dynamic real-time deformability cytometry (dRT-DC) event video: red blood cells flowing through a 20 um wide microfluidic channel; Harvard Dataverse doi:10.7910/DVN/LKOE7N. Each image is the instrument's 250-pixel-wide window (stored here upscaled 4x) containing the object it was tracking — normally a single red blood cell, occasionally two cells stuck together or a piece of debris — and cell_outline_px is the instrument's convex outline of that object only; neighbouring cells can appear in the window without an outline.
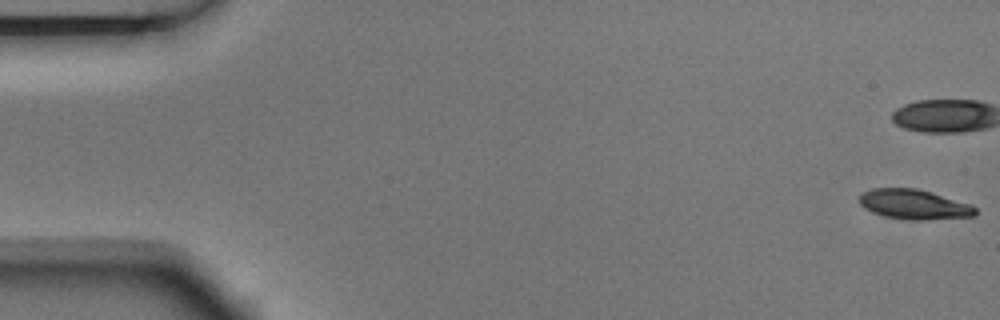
{"species": "Egyptian fruit bat (a non-hibernating species)", "species_latin": "Rousettus aegyptiacus", "temperature_condition": "room temperature", "stored_images_in_passage": 3, "segment_of_instrument_passage": [2, 2], "camera_frame_rate_fps": 3000, "um_per_image_px": 0.085, "animal": {"sex": "male"}, "frame": {"image": 1, "passage_image": 3, "time_ms": 0.667, "image_size_px": [1000, 320], "cell_outline_px": [[976, 216], [924, 220], [912, 220], [884, 216], [872, 212], [864, 208], [860, 204], [860, 196], [864, 192], [872, 188], [916, 188], [972, 204], [976, 208]], "centroid_in_image_um": [77.71, 17.38], "position_along_channel_um": 7.3, "area_um2": 20.11}}